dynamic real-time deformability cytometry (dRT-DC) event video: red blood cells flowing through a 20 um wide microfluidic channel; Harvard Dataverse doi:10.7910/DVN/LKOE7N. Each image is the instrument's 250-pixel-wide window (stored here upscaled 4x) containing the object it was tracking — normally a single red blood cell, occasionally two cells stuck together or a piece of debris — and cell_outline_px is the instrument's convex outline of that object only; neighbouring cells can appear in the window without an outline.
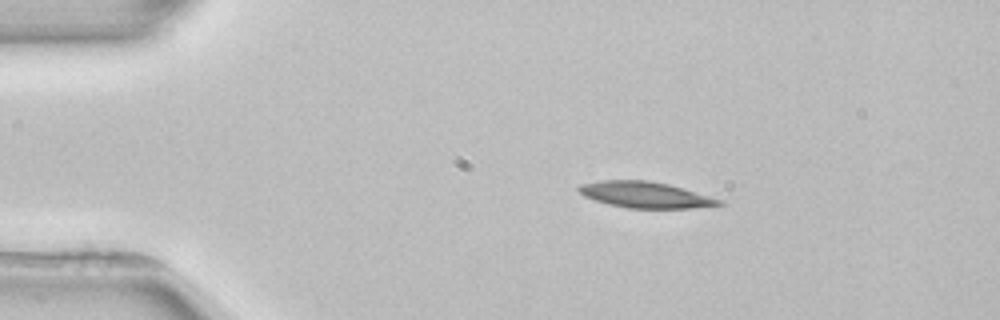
{"species": "common noctule bat (a hibernating species)", "species_latin": "Nyctalus noctula", "temperature_condition": "room temperature", "stored_images_in_passage": 2, "camera_frame_rate_fps": 3000, "um_per_image_px": 0.085, "animal": {"sex": "female", "body_mass_g": 22.7, "forearm_length_mm": 54.2}, "frame": {"image": 1, "passage_image": 1, "time_ms": 0.0, "image_size_px": [1000, 320], "cell_outline_px": [[724, 204], [692, 208], [628, 208], [608, 204], [584, 196], [576, 188], [580, 184], [600, 180], [648, 180], [668, 184], [724, 200]], "centroid_in_image_um": [54.84, 16.55], "position_along_channel_um": 30.2, "area_um2": 21.27}}